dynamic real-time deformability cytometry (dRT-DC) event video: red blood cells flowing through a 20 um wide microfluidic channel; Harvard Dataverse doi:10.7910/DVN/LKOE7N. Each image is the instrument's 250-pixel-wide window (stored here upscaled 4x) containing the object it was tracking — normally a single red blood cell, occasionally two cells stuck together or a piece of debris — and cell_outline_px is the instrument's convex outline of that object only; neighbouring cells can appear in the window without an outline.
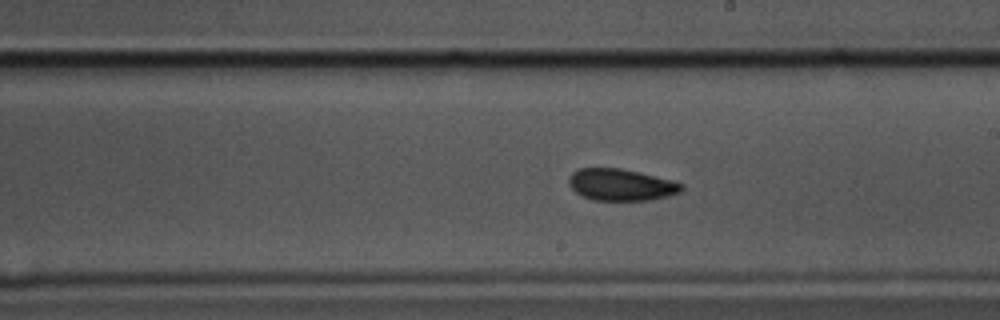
{"species": "common noctule bat (a hibernating species)", "species_latin": "Nyctalus noctula", "temperature_condition": "cold", "stored_images_in_passage": 47, "camera_frame_rate_fps": 3000, "um_per_image_px": 0.085, "animal": {"sex": "male", "body_mass_g": 17.5, "forearm_length_mm": 52.3}, "frame": {"image": 1, "passage_image": 21, "time_ms": 6.667, "image_size_px": [1000, 320], "cell_outline_px": [[684, 188], [680, 192], [668, 196], [652, 200], [592, 200], [576, 192], [568, 184], [568, 176], [572, 172], [580, 168], [620, 168], [640, 172], [672, 180], [684, 184]], "centroid_in_image_um": [52.8, 15.7], "position_along_channel_um": 236.2, "area_um2": 20.98}}
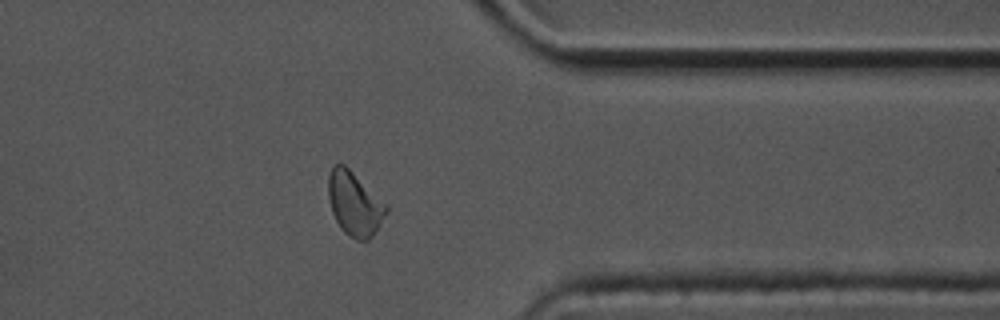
{"frame": {"image": 2, "passage_image": 35, "time_ms": 11.333, "image_size_px": [1000, 320], "cell_outline_px": [[388, 212], [372, 236], [368, 240], [356, 240], [348, 236], [340, 228], [332, 212], [328, 196], [328, 176], [332, 164], [344, 164], [388, 204]], "centroid_in_image_um": [30.14, 17.31], "position_along_channel_um": 381.3, "area_um2": 21.73}}
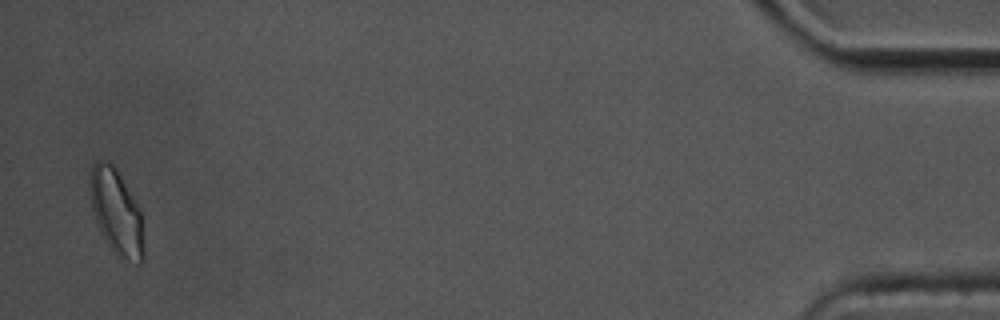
{"frame": {"image": 3, "passage_image": 46, "time_ms": 15.0, "image_size_px": [1000, 320], "cell_outline_px": [[144, 260], [140, 264], [136, 264], [120, 260], [116, 256], [104, 240], [96, 224], [92, 208], [88, 184], [92, 164], [96, 160], [104, 160], [112, 164], [116, 168], [132, 196], [140, 212], [144, 244]], "centroid_in_image_um": [9.87, 18.09], "position_along_channel_um": 425.3, "area_um2": 27.22}, "authors_computed_cell_mechanics": {"area_um2": 21.5016, "velocity_mm_per_s": 3.3061, "shape_relaxation_time_tau1_ms": 5.6722, "shape_relaxation_time_tau2_ms": 2.6215, "deformation_change_tau1": 0.0998, "deformation_change_tau2": 0.084}}